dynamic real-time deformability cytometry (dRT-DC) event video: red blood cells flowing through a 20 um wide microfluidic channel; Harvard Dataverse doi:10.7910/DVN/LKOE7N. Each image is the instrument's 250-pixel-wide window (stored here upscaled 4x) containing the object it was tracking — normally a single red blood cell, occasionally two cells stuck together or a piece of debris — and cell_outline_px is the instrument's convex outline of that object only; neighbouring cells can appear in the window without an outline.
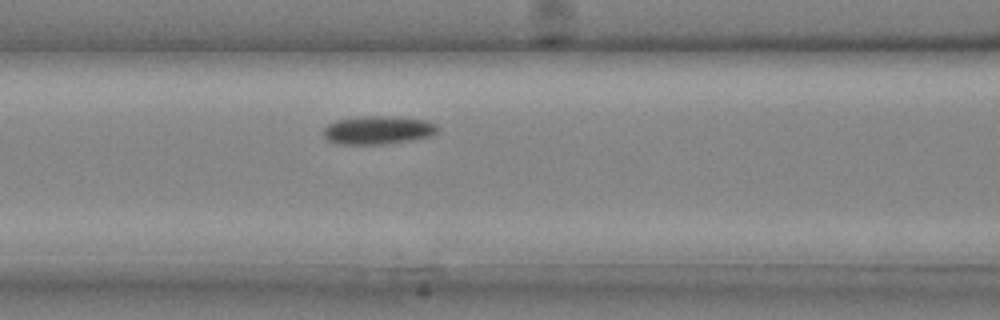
{"species": "common noctule bat (a hibernating species)", "species_latin": "Nyctalus noctula", "temperature_condition": "cold", "stored_images_in_passage": 15, "camera_frame_rate_fps": 3000, "um_per_image_px": 0.085, "animal": {"sex": "male", "body_mass_g": 20.4}, "frame": {"image": 1, "passage_image": 4, "time_ms": 1.0, "image_size_px": [1000, 320], "cell_outline_px": [[440, 128], [432, 136], [412, 140], [384, 144], [336, 144], [328, 140], [324, 136], [324, 128], [328, 124], [336, 120], [360, 116], [392, 116], [424, 120], [436, 124]], "centroid_in_image_um": [32.13, 11.06], "position_along_channel_um": 134.5, "area_um2": 18.96}}
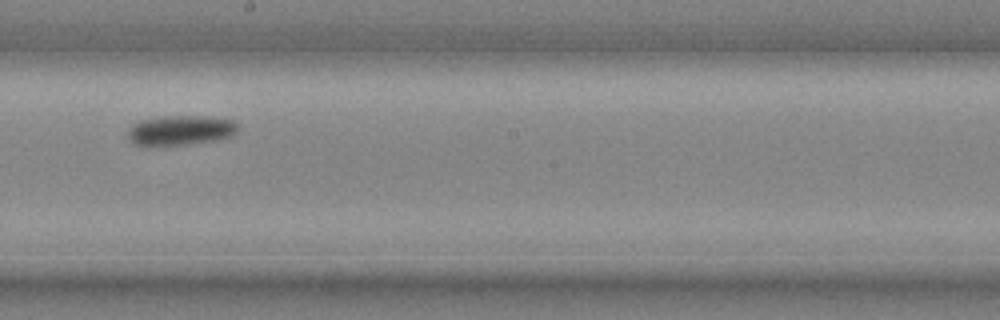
{"frame": {"image": 2, "passage_image": 9, "time_ms": 2.667, "image_size_px": [1000, 320], "cell_outline_px": [[240, 124], [236, 132], [232, 136], [212, 140], [188, 144], [148, 148], [144, 148], [136, 144], [128, 136], [128, 128], [140, 120], [164, 116], [196, 116], [232, 120]], "centroid_in_image_um": [15.29, 11.1], "position_along_channel_um": 232.9, "area_um2": 19.36}}
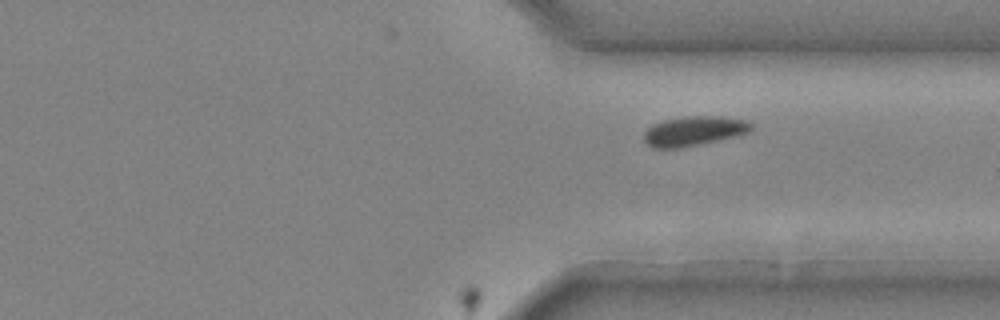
{"frame": {"image": 3, "passage_image": 15, "time_ms": 4.667, "image_size_px": [1000, 320], "cell_outline_px": [[752, 128], [748, 132], [700, 144], [680, 148], [652, 148], [644, 140], [644, 132], [652, 124], [664, 120], [684, 116], [720, 116], [744, 120], [752, 124]], "centroid_in_image_um": [58.92, 11.13], "position_along_channel_um": 352.5, "area_um2": 18.26}}